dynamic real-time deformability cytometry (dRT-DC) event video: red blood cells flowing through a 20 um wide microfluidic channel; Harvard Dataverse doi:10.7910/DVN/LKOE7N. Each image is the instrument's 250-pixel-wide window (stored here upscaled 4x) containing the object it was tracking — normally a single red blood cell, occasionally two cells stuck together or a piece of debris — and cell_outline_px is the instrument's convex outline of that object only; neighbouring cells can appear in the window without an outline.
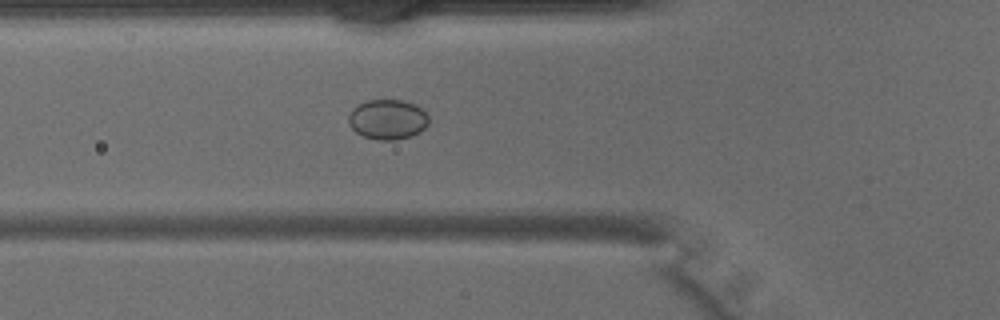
{"species": "common noctule bat (a hibernating species)", "species_latin": "Nyctalus noctula", "temperature_condition": "warm", "stored_images_in_passage": 31, "camera_frame_rate_fps": 3000, "um_per_image_px": 0.085, "animal": {"sex": "male", "body_mass_g": 15.6}, "frame": {"image": 1, "passage_image": 3, "time_ms": 0.667, "image_size_px": [1000, 320], "cell_outline_px": [[428, 124], [420, 132], [412, 136], [396, 140], [380, 140], [364, 136], [356, 132], [348, 124], [348, 116], [352, 108], [368, 100], [404, 100], [416, 104], [428, 116]], "centroid_in_image_um": [32.95, 10.15], "position_along_channel_um": 92.9, "area_um2": 18.73}}
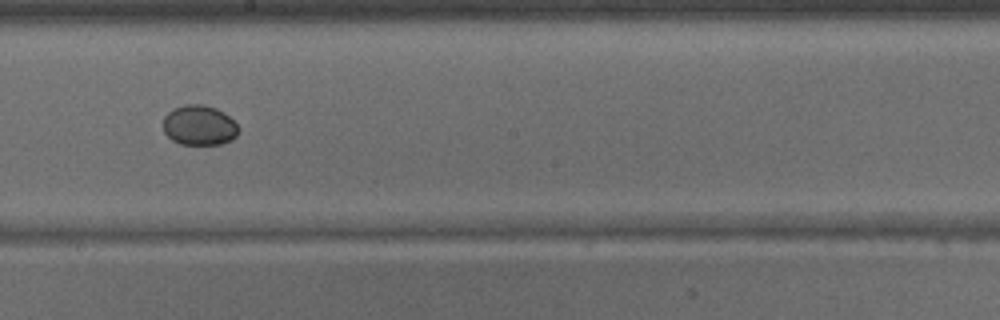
{"frame": {"image": 2, "passage_image": 12, "time_ms": 3.667, "image_size_px": [1000, 320], "cell_outline_px": [[240, 128], [236, 136], [232, 140], [220, 144], [180, 144], [172, 140], [164, 132], [164, 116], [172, 108], [184, 104], [204, 104], [216, 108], [224, 112]], "centroid_in_image_um": [16.93, 10.64], "position_along_channel_um": 231.3, "area_um2": 17.69}}
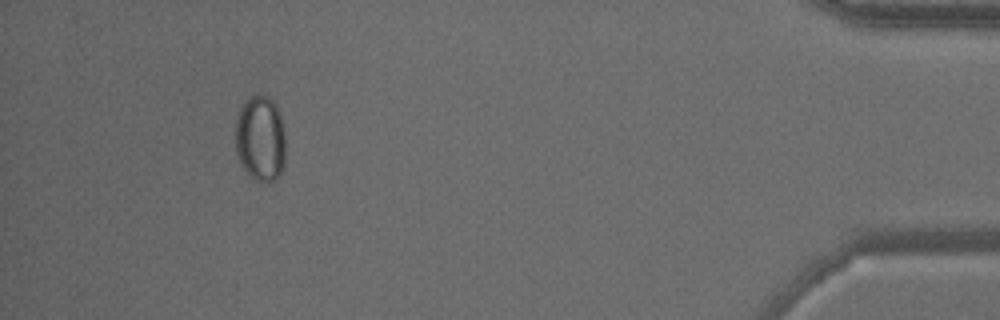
{"frame": {"image": 3, "passage_image": 28, "time_ms": 9.0, "image_size_px": [1000, 320], "cell_outline_px": [[284, 168], [276, 180], [268, 184], [256, 180], [248, 176], [240, 164], [236, 152], [236, 116], [244, 100], [248, 96], [268, 96], [276, 104], [280, 112], [284, 132]], "centroid_in_image_um": [22.13, 11.81], "position_along_channel_um": 413.1, "area_um2": 25.66}}